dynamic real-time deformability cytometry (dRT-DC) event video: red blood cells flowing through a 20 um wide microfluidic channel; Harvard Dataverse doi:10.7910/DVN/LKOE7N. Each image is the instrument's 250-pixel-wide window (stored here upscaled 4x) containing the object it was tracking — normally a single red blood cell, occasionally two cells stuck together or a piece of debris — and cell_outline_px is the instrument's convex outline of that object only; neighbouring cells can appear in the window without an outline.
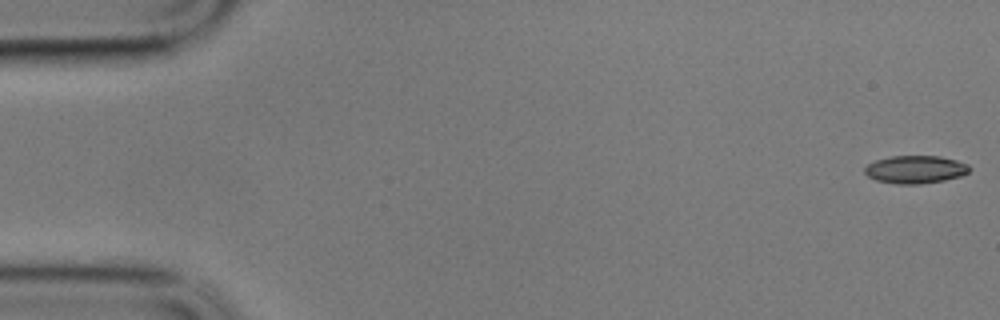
{"species": "common noctule bat (a hibernating species)", "species_latin": "Nyctalus noctula", "temperature_condition": "cold", "stored_images_in_passage": 58, "camera_frame_rate_fps": 3000, "um_per_image_px": 0.085, "animal": {"sex": "male", "body_mass_g": 17.9}, "frame": {"image": 1, "passage_image": 1, "time_ms": 0.0, "image_size_px": [1000, 320], "cell_outline_px": [[972, 168], [968, 172], [960, 176], [944, 180], [920, 184], [896, 184], [876, 180], [868, 176], [864, 172], [864, 168], [868, 164], [876, 160], [892, 156], [940, 156], [956, 160], [968, 164]], "centroid_in_image_um": [77.81, 14.4], "position_along_channel_um": 7.2, "area_um2": 16.99}}
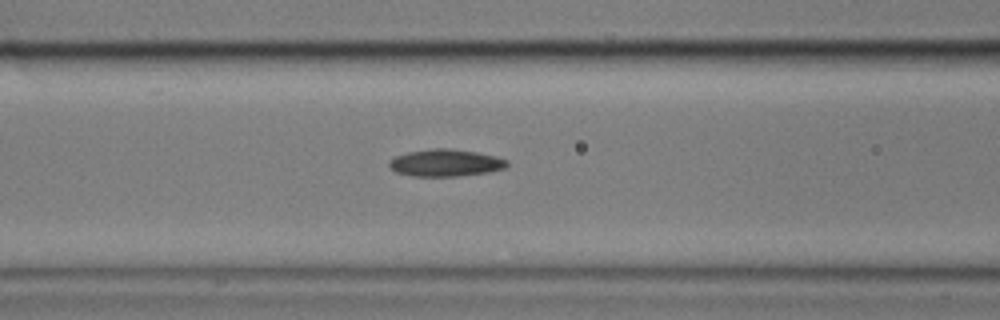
{"frame": {"image": 2, "passage_image": 23, "time_ms": 7.333, "image_size_px": [1000, 320], "cell_outline_px": [[508, 164], [504, 168], [488, 172], [456, 176], [412, 176], [396, 172], [388, 168], [388, 160], [396, 156], [408, 152], [432, 148], [452, 148], [476, 152], [496, 156], [508, 160]], "centroid_in_image_um": [37.83, 13.83], "position_along_channel_um": 128.8, "area_um2": 18.73}}
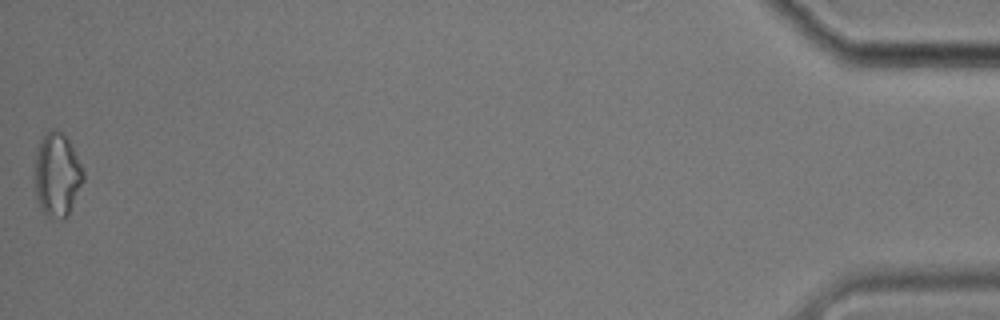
{"frame": {"image": 3, "passage_image": 58, "time_ms": 19.0, "image_size_px": [1000, 320], "cell_outline_px": [[84, 180], [68, 216], [64, 220], [60, 220], [48, 216], [40, 208], [36, 196], [32, 176], [36, 148], [40, 140], [52, 128], [56, 128], [64, 132], [84, 172]], "centroid_in_image_um": [4.81, 14.86], "position_along_channel_um": 430.4, "area_um2": 24.28}, "authors_computed_cell_mechanics": {"area_um2": 18.0625, "velocity_mm_per_s": 3.4033, "shape_relaxation_time_tau1_ms": 10.6176, "shape_relaxation_time_tau2_ms": 6.0803, "deformation_change_tau1": 0.155, "deformation_change_tau2": 0.115}}